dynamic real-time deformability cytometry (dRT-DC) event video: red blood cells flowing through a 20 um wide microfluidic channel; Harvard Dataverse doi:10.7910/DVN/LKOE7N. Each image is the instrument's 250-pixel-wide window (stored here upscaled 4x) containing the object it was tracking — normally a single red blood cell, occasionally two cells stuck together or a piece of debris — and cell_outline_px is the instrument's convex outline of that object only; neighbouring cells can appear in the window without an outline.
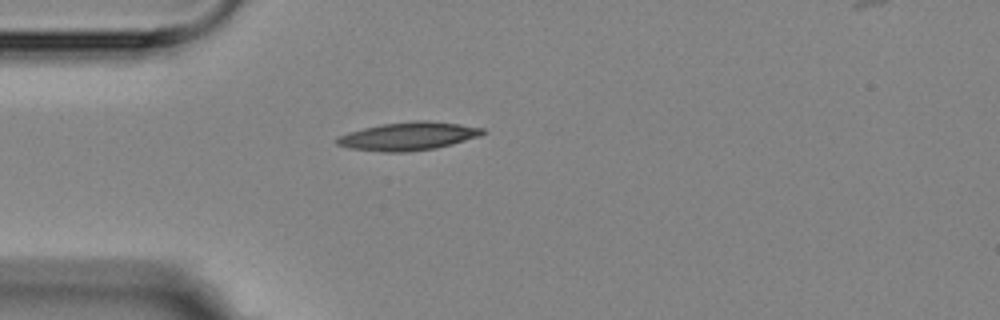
{"species": "Egyptian fruit bat (a non-hibernating species)", "species_latin": "Rousettus aegyptiacus", "temperature_condition": "room temperature", "stored_images_in_passage": 1, "camera_frame_rate_fps": 3000, "um_per_image_px": 0.085, "animal": {"sex": "female"}, "frame": {"image": 1, "passage_image": 1, "time_ms": 0.0, "image_size_px": [1000, 320], "cell_outline_px": [[484, 132], [480, 136], [452, 144], [436, 148], [404, 152], [384, 152], [348, 148], [336, 144], [336, 136], [348, 132], [380, 124], [412, 120], [428, 120], [460, 124], [484, 128]], "centroid_in_image_um": [34.68, 11.57], "position_along_channel_um": 50.3, "area_um2": 24.04}}